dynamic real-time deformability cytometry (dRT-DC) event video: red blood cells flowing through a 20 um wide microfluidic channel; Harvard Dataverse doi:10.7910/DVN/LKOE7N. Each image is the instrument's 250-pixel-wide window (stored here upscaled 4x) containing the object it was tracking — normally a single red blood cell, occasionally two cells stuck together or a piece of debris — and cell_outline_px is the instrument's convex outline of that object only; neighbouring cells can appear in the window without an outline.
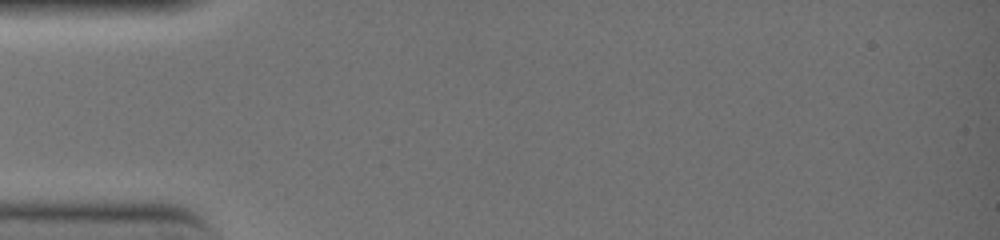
{"species": "common noctule bat (a hibernating species)", "species_latin": "Nyctalus noctula", "temperature_condition": "warm", "stored_images_in_passage": 3, "camera_frame_rate_fps": 3000, "um_per_image_px": 0.085, "animal": {"sex": "female", "body_mass_g": 19.0, "forearm_length_mm": 51.5}, "frame": {"image": 1, "passage_image": 1, "time_ms": 0.0, "image_size_px": [1000, 240], "cell_outline_px": [[148, 168], [44, 168], [32, 164], [24, 160], [40, 152], [116, 156], [144, 160], [148, 164]], "centroid_in_image_um": [7.13, 13.71], "position_along_channel_um": 77.9, "area_um2": 10.75}}